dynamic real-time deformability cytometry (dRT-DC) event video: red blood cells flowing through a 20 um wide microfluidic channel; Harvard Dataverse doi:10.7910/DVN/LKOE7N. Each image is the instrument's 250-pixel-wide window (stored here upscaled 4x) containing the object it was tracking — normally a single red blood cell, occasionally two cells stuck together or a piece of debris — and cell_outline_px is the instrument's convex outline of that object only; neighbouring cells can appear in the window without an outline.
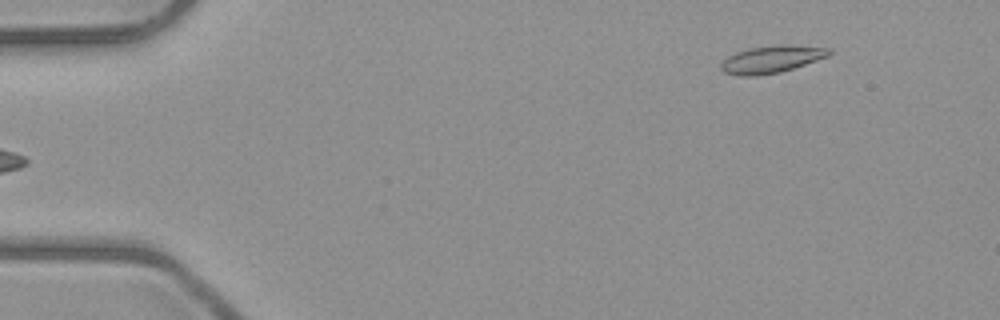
{"species": "common noctule bat (a hibernating species)", "species_latin": "Nyctalus noctula", "temperature_condition": "room temperature", "stored_images_in_passage": 5, "camera_frame_rate_fps": 3000, "um_per_image_px": 0.085, "animal": {"sex": "male", "body_mass_g": 23.1, "forearm_length_mm": 52.7}, "frame": {"image": 1, "passage_image": 5, "time_ms": 4.333, "image_size_px": [1000, 320], "cell_outline_px": [[832, 52], [828, 56], [780, 72], [756, 76], [740, 76], [724, 72], [720, 68], [720, 64], [728, 56], [736, 52], [748, 48], [780, 44], [792, 44], [832, 48]], "centroid_in_image_um": [65.59, 5.02], "position_along_channel_um": 19.4, "area_um2": 17.28}}